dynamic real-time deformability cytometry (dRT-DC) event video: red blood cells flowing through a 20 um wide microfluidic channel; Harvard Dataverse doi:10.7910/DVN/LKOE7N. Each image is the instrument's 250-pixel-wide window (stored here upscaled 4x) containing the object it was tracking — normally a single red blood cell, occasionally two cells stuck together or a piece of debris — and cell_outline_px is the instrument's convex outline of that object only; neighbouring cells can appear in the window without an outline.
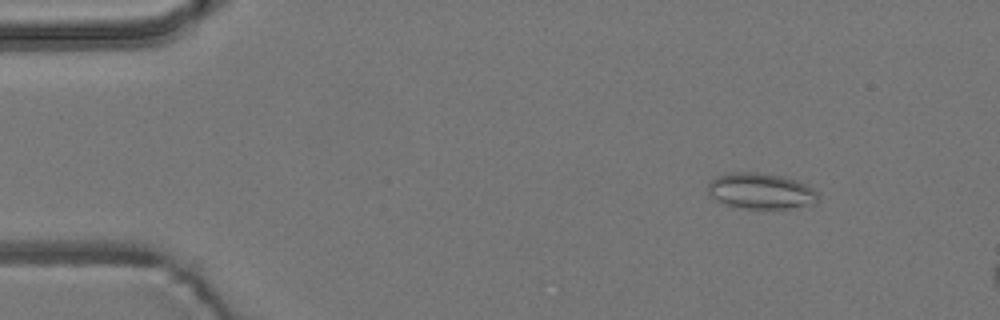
{"species": "common noctule bat (a hibernating species)", "species_latin": "Nyctalus noctula", "temperature_condition": "room temperature", "stored_images_in_passage": 12, "camera_frame_rate_fps": 3000, "um_per_image_px": 0.085, "animal": {"sex": "male", "body_mass_g": 19.2, "forearm_length_mm": 51.8}, "frame": {"image": 1, "passage_image": 6, "time_ms": 1.667, "image_size_px": [1000, 320], "cell_outline_px": [[820, 200], [816, 204], [788, 208], [732, 208], [708, 196], [708, 180], [716, 176], [728, 172], [756, 172], [784, 176], [796, 180], [820, 192]], "centroid_in_image_um": [64.65, 16.24], "position_along_channel_um": 20.3, "area_um2": 23.64}}